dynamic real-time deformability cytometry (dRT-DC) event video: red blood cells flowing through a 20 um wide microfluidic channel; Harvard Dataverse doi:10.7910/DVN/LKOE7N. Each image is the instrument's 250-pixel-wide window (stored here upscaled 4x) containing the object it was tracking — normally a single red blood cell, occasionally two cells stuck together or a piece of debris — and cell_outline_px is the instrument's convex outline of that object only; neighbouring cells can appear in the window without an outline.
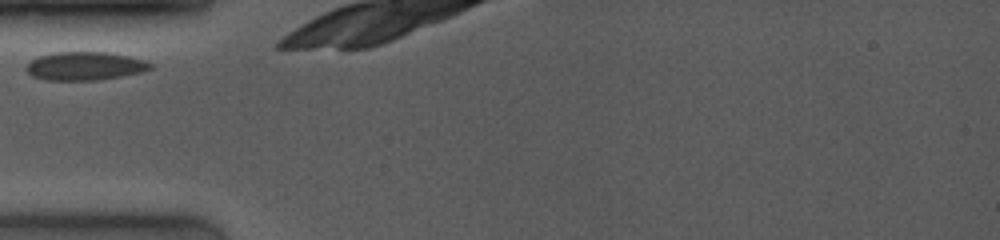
{"species": "common noctule bat (a hibernating species)", "species_latin": "Nyctalus noctula", "temperature_condition": "room temperature", "stored_images_in_passage": 4, "camera_frame_rate_fps": 4000, "um_per_image_px": 0.085, "animal": {"sex": "female", "body_mass_g": 19.0, "forearm_length_mm": 53.3}, "frame": {"image": 1, "passage_image": 1, "time_ms": 0.0, "image_size_px": [1000, 240], "cell_outline_px": [[156, 68], [144, 72], [100, 80], [44, 80], [32, 76], [24, 68], [32, 60], [40, 56], [56, 52], [104, 52], [128, 56], [144, 60], [152, 64]], "centroid_in_image_um": [7.26, 5.62], "position_along_channel_um": 77.7, "area_um2": 20.63}}